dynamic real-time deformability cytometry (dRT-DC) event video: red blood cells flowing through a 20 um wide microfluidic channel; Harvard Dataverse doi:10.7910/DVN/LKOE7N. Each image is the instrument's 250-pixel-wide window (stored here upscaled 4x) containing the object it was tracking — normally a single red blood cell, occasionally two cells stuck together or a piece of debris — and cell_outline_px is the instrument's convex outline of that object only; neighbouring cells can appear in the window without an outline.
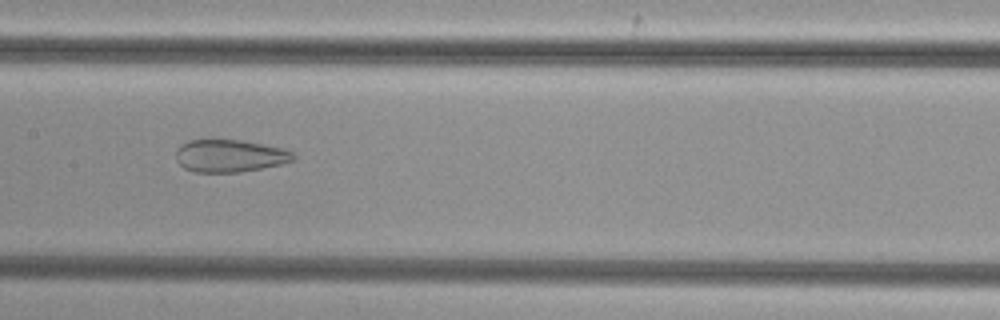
{"species": "common noctule bat (a hibernating species)", "species_latin": "Nyctalus noctula", "temperature_condition": "cold", "stored_images_in_passage": 45, "camera_frame_rate_fps": 3000, "um_per_image_px": 0.085, "animal": {"sex": "female", "body_mass_g": 29.2, "forearm_length_mm": 56.3}, "frame": {"image": 1, "passage_image": 20, "time_ms": 6.333, "image_size_px": [1000, 320], "cell_outline_px": [[296, 160], [280, 164], [260, 168], [236, 172], [192, 172], [184, 168], [176, 160], [176, 148], [188, 140], [240, 140], [280, 148], [292, 152], [296, 156]], "centroid_in_image_um": [19.49, 13.25], "position_along_channel_um": 187.9, "area_um2": 22.02}}
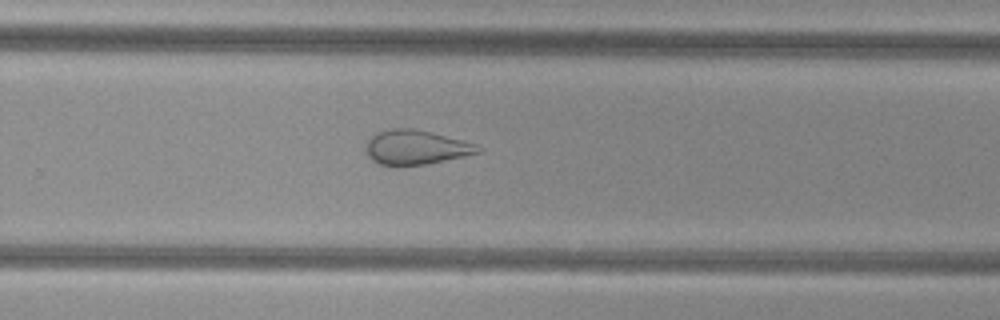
{"frame": {"image": 2, "passage_image": 28, "time_ms": 9.0, "image_size_px": [1000, 320], "cell_outline_px": [[484, 148], [480, 152], [424, 164], [380, 164], [372, 160], [368, 156], [364, 148], [368, 140], [376, 132], [392, 128], [412, 128], [432, 132], [476, 144]], "centroid_in_image_um": [35.32, 12.49], "position_along_channel_um": 294.5, "area_um2": 22.08}}
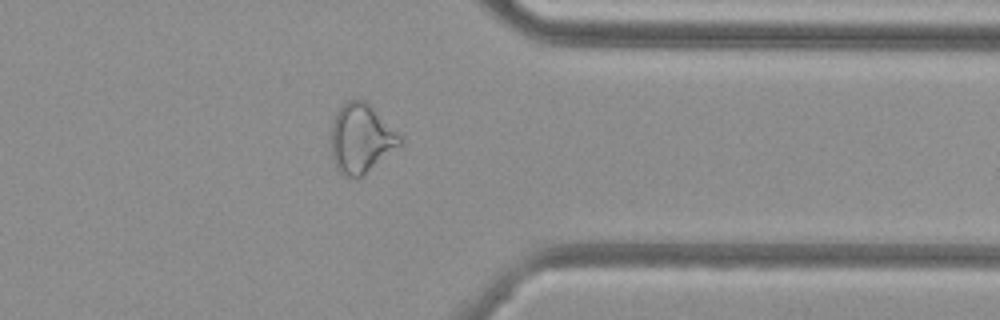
{"frame": {"image": 3, "passage_image": 35, "time_ms": 11.333, "image_size_px": [1000, 320], "cell_outline_px": [[404, 144], [400, 148], [360, 176], [352, 180], [344, 176], [336, 168], [332, 156], [332, 124], [336, 112], [348, 100], [364, 100], [404, 136]], "centroid_in_image_um": [30.75, 11.79], "position_along_channel_um": 380.6, "area_um2": 27.98}}